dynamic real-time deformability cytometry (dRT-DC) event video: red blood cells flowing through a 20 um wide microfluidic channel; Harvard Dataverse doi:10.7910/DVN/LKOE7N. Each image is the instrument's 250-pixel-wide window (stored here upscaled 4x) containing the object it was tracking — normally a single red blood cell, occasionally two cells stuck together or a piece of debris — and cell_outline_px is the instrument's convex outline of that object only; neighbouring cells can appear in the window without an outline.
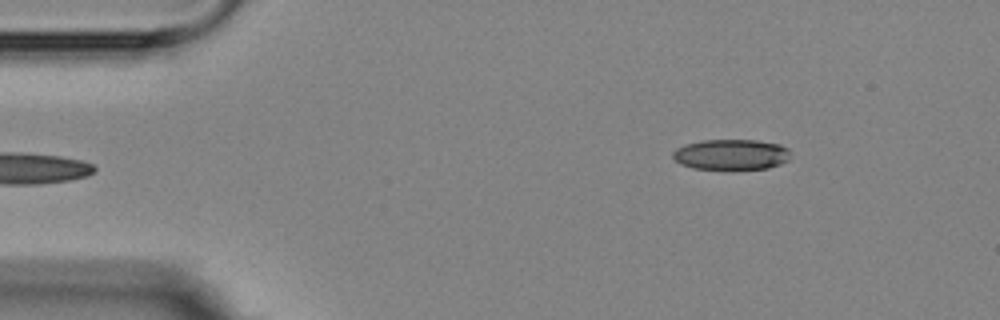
{"species": "Egyptian fruit bat (a non-hibernating species)", "species_latin": "Rousettus aegyptiacus", "temperature_condition": "room temperature", "stored_images_in_passage": 4, "segment_of_instrument_passage": [2, 2], "camera_frame_rate_fps": 3000, "um_per_image_px": 0.085, "animal": {"sex": "female"}, "frame": {"image": 1, "passage_image": 4, "time_ms": 4.333, "image_size_px": [1000, 320], "cell_outline_px": [[788, 160], [780, 164], [768, 168], [732, 172], [692, 168], [680, 164], [672, 156], [672, 152], [676, 148], [684, 144], [704, 140], [756, 140], [780, 144], [788, 148]], "centroid_in_image_um": [62.12, 13.18], "position_along_channel_um": 22.9, "area_um2": 21.79}}